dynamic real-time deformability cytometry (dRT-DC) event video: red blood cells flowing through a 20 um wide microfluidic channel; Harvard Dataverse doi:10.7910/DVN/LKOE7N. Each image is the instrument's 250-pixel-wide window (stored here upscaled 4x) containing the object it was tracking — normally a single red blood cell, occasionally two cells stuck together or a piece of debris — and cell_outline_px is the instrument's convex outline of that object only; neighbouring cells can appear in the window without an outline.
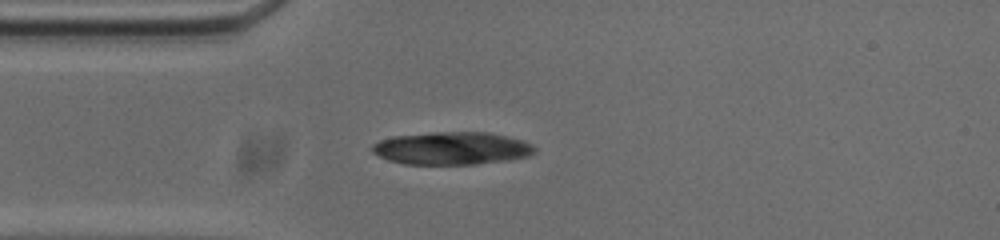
{"species": "common noctule bat (a hibernating species)", "species_latin": "Nyctalus noctula", "temperature_condition": "cold", "stored_images_in_passage": 14, "camera_frame_rate_fps": 3000, "um_per_image_px": 0.085, "animal": {"sex": "male", "body_mass_g": 20.0, "forearm_length_mm": 53.3}, "frame": {"image": 1, "passage_image": 1, "time_ms": 0.0, "image_size_px": [1000, 240], "cell_outline_px": [[536, 152], [528, 156], [504, 160], [476, 164], [404, 164], [388, 160], [372, 152], [372, 144], [380, 140], [396, 136], [432, 132], [488, 132], [524, 140], [532, 144], [536, 148]], "centroid_in_image_um": [38.41, 12.6], "position_along_channel_um": 46.6, "area_um2": 30.92}}